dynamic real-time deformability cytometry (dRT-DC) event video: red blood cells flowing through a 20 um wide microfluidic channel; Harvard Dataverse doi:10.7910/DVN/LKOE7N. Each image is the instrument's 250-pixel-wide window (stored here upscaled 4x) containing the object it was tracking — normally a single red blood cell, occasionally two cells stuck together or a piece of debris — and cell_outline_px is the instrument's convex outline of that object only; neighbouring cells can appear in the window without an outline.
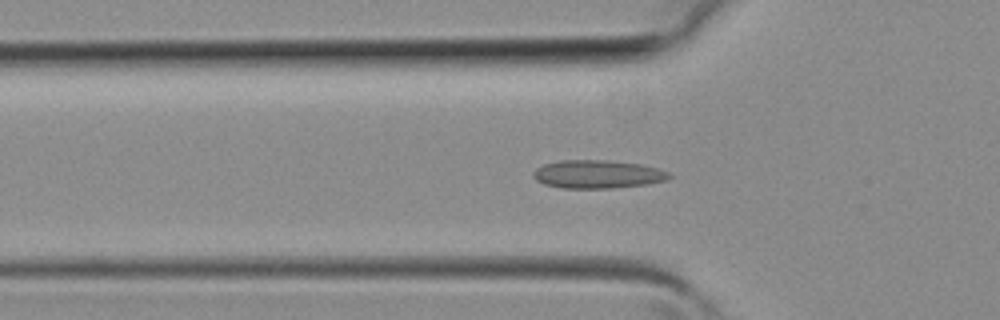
{"species": "common noctule bat (a hibernating species)", "species_latin": "Nyctalus noctula", "temperature_condition": "room temperature", "stored_images_in_passage": 35, "camera_frame_rate_fps": 3000, "um_per_image_px": 0.085, "animal": {"sex": "female", "body_mass_g": 19.3, "forearm_length_mm": 54.1}, "frame": {"image": 1, "passage_image": 8, "time_ms": 2.333, "image_size_px": [1000, 320], "cell_outline_px": [[672, 176], [668, 180], [648, 184], [612, 188], [560, 188], [544, 184], [536, 180], [532, 176], [532, 172], [536, 168], [544, 164], [560, 160], [608, 160], [640, 164], [660, 168], [668, 172]], "centroid_in_image_um": [50.8, 14.81], "position_along_channel_um": 75.0, "area_um2": 22.6}}
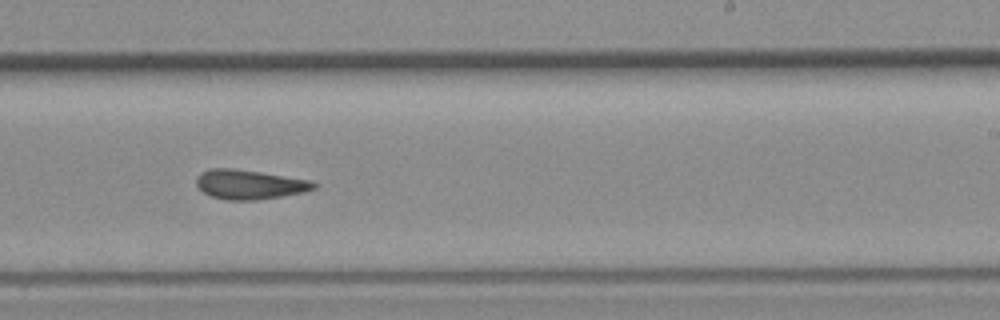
{"frame": {"image": 2, "passage_image": 19, "time_ms": 6.0, "image_size_px": [1000, 320], "cell_outline_px": [[320, 184], [316, 188], [304, 192], [284, 196], [256, 200], [224, 200], [212, 196], [204, 192], [196, 184], [196, 176], [200, 172], [208, 168], [232, 168], [260, 172], [312, 180]], "centroid_in_image_um": [21.23, 15.67], "position_along_channel_um": 267.8, "area_um2": 20.4}}
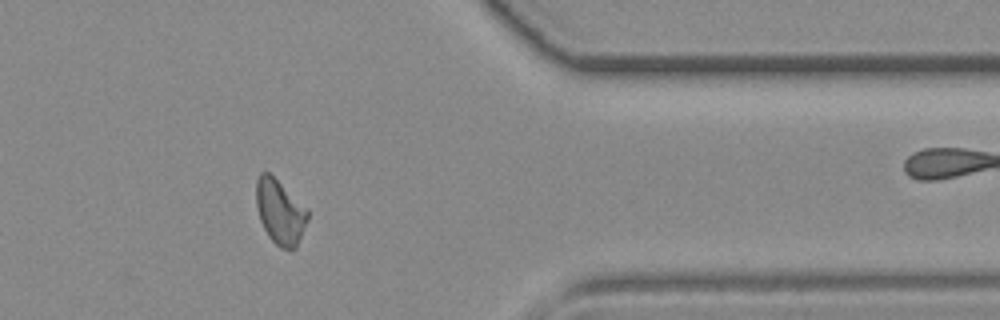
{"frame": {"image": 3, "passage_image": 27, "time_ms": 8.667, "image_size_px": [1000, 320], "cell_outline_px": [[308, 220], [296, 248], [280, 248], [268, 236], [260, 220], [256, 208], [256, 180], [260, 172], [268, 172], [308, 208]], "centroid_in_image_um": [23.8, 18.0], "position_along_channel_um": 387.6, "area_um2": 19.36}}